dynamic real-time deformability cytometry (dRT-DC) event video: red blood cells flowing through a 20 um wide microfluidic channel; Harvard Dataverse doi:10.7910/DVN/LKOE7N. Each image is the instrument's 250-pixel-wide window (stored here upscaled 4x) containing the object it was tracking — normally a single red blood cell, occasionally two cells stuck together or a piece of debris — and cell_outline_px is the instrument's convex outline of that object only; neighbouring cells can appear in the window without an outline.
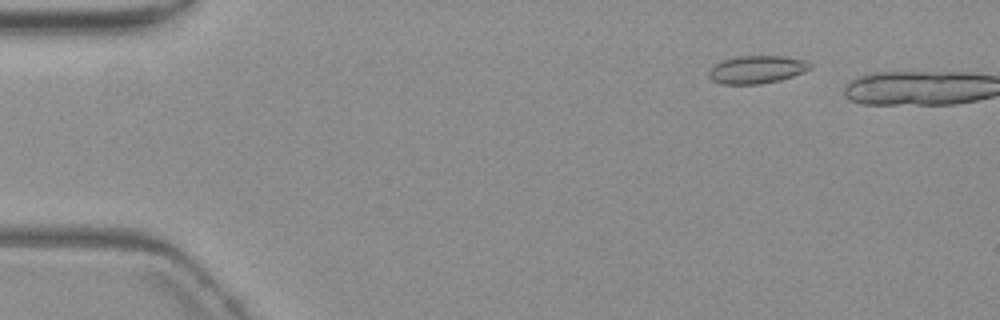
{"species": "common noctule bat (a hibernating species)", "species_latin": "Nyctalus noctula", "temperature_condition": "warm", "stored_images_in_passage": 13, "camera_frame_rate_fps": 3000, "um_per_image_px": 0.085, "animal": {"sex": "female", "body_mass_g": 19.3, "forearm_length_mm": 54.1}, "frame": {"image": 1, "passage_image": 8, "time_ms": 2.333, "image_size_px": [1000, 320], "cell_outline_px": [[812, 68], [804, 72], [780, 80], [760, 84], [720, 84], [712, 80], [708, 76], [708, 72], [720, 60], [740, 56], [780, 56], [808, 60], [812, 64]], "centroid_in_image_um": [64.34, 5.91], "position_along_channel_um": 20.7, "area_um2": 16.53}}